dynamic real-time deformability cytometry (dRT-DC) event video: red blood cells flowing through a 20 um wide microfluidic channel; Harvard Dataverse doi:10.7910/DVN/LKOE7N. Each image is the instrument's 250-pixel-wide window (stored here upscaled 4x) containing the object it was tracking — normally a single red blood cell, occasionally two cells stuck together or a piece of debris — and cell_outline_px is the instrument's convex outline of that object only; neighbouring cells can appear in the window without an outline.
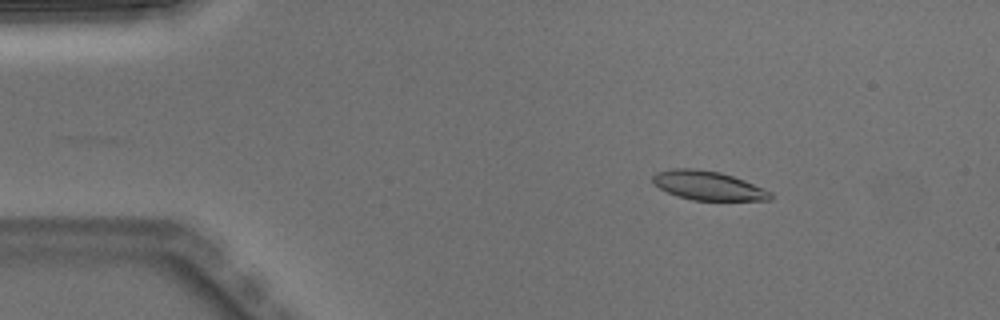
{"species": "Egyptian fruit bat (a non-hibernating species)", "species_latin": "Rousettus aegyptiacus", "temperature_condition": "warm", "stored_images_in_passage": 4, "camera_frame_rate_fps": 3000, "um_per_image_px": 0.085, "animal": {"sex": "male"}, "frame": {"image": 1, "passage_image": 1, "time_ms": 0.0, "image_size_px": [1000, 320], "cell_outline_px": [[772, 200], [692, 200], [676, 196], [652, 184], [652, 176], [656, 172], [672, 168], [692, 168], [720, 172], [744, 180], [764, 188], [772, 192]], "centroid_in_image_um": [60.16, 15.77], "position_along_channel_um": 24.8, "area_um2": 20.0}}
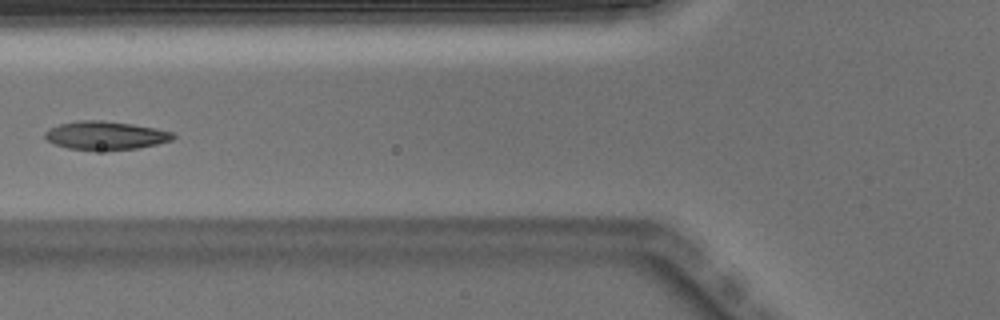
{"frame": {"image": 2, "passage_image": 4, "time_ms": 1.0, "image_size_px": [1000, 320], "cell_outline_px": [[176, 136], [172, 140], [156, 144], [136, 148], [68, 148], [56, 144], [48, 140], [44, 136], [44, 132], [48, 128], [60, 124], [76, 120], [104, 120], [132, 124], [156, 128], [172, 132]], "centroid_in_image_um": [8.97, 11.47], "position_along_channel_um": 116.8, "area_um2": 20.58}}